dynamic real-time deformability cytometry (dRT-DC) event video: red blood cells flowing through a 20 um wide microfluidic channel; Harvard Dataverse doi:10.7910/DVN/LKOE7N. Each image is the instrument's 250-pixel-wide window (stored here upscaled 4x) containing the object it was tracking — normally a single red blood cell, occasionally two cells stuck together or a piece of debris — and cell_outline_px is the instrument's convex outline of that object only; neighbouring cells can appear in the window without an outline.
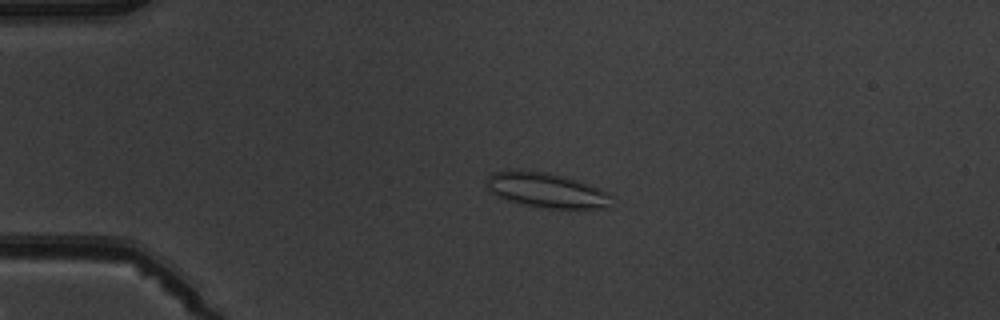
{"species": "common noctule bat (a hibernating species)", "species_latin": "Nyctalus noctula", "temperature_condition": "warm", "stored_images_in_passage": 5, "camera_frame_rate_fps": 3000, "um_per_image_px": 0.085, "animal": {"sex": "male", "body_mass_g": 19.5, "forearm_length_mm": 54.6}, "frame": {"image": 1, "passage_image": 4, "time_ms": 3.667, "image_size_px": [1000, 320], "cell_outline_px": [[612, 196], [604, 208], [548, 208], [524, 204], [508, 200], [492, 192], [488, 188], [488, 176], [492, 172], [508, 168], [512, 168], [544, 172], [576, 180], [588, 184], [608, 192]], "centroid_in_image_um": [46.39, 16.14], "position_along_channel_um": 38.6, "area_um2": 24.97}}